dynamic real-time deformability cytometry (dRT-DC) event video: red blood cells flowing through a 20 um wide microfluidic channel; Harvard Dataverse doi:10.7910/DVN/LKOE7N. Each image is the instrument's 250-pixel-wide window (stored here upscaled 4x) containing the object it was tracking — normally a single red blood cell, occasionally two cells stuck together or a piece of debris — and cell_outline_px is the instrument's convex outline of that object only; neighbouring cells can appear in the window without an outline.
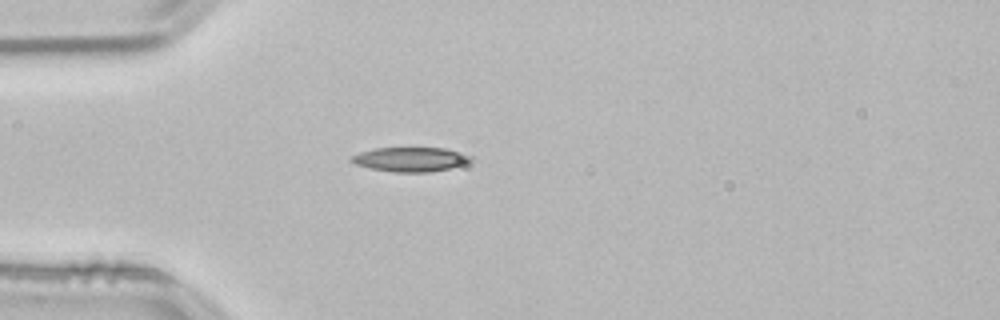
{"species": "common noctule bat (a hibernating species)", "species_latin": "Nyctalus noctula", "temperature_condition": "room temperature", "stored_images_in_passage": 39, "camera_frame_rate_fps": 3000, "um_per_image_px": 0.085, "animal": {"sex": "male", "body_mass_g": 21.5, "forearm_length_mm": 52.0}, "frame": {"image": 1, "passage_image": 1, "time_ms": 0.0, "image_size_px": [1000, 320], "cell_outline_px": [[472, 160], [452, 168], [428, 172], [396, 172], [372, 168], [356, 164], [348, 160], [352, 156], [360, 152], [376, 148], [444, 148], [460, 152], [472, 156]], "centroid_in_image_um": [34.9, 13.54], "position_along_channel_um": 50.1, "area_um2": 16.76}}
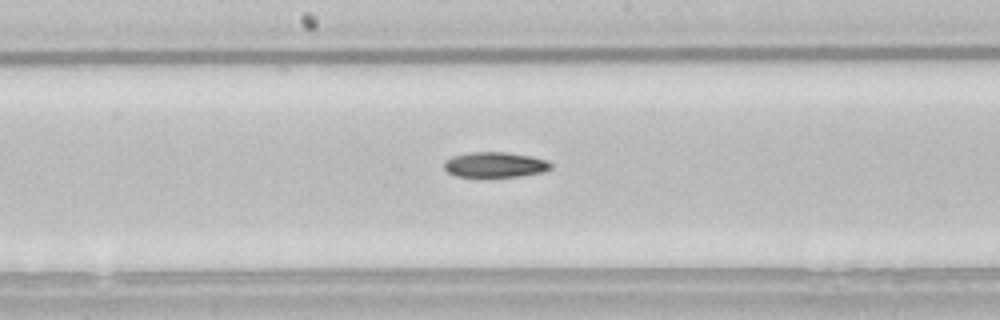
{"frame": {"image": 2, "passage_image": 14, "time_ms": 4.333, "image_size_px": [1000, 320], "cell_outline_px": [[552, 168], [540, 172], [520, 176], [456, 176], [448, 172], [444, 168], [444, 164], [452, 156], [472, 152], [508, 152], [532, 156], [548, 160], [552, 164]], "centroid_in_image_um": [42.11, 13.98], "position_along_channel_um": 206.1, "area_um2": 15.55}}
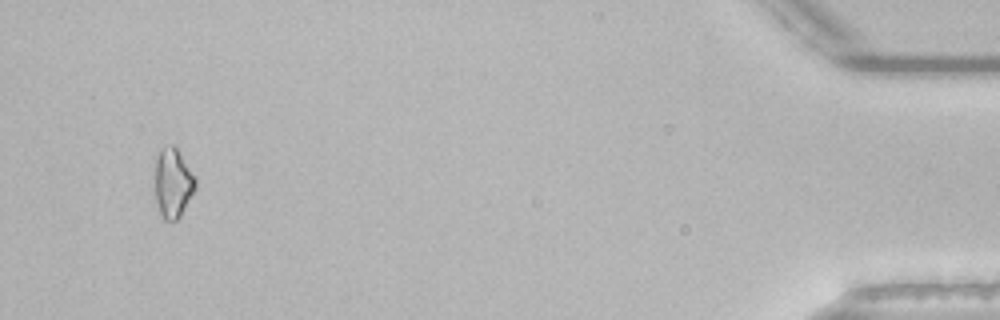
{"frame": {"image": 3, "passage_image": 37, "time_ms": 12.0, "image_size_px": [1000, 320], "cell_outline_px": [[196, 188], [180, 216], [176, 220], [164, 220], [160, 216], [156, 204], [152, 188], [152, 176], [156, 160], [160, 148], [172, 144], [176, 148], [196, 180]], "centroid_in_image_um": [14.61, 15.58], "position_along_channel_um": 420.6, "area_um2": 16.88}}